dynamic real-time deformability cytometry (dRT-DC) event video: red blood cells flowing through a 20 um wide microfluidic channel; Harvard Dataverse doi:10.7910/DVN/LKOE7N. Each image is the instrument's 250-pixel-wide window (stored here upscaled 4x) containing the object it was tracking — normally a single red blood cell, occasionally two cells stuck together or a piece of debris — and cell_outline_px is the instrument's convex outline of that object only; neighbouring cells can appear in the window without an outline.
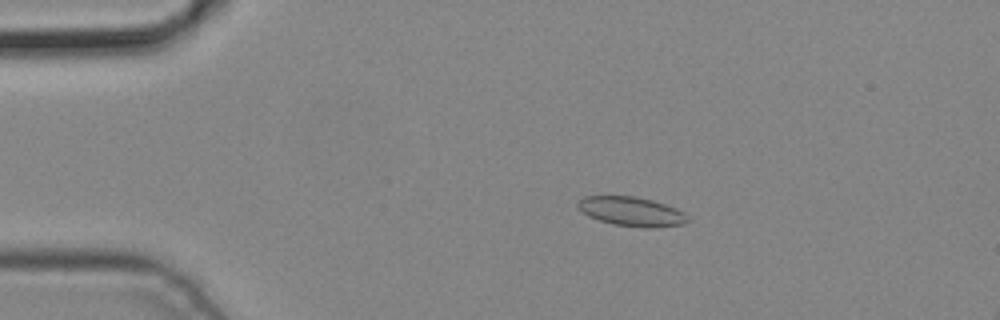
{"species": "common noctule bat (a hibernating species)", "species_latin": "Nyctalus noctula", "temperature_condition": "cold", "stored_images_in_passage": 4, "camera_frame_rate_fps": 3000, "um_per_image_px": 0.085, "animal": {"sex": "male", "body_mass_g": 19.2, "forearm_length_mm": 51.8}, "frame": {"image": 1, "passage_image": 3, "time_ms": 0.667, "image_size_px": [1000, 320], "cell_outline_px": [[692, 220], [684, 224], [660, 228], [644, 228], [612, 224], [588, 216], [576, 208], [576, 204], [584, 196], [632, 196], [652, 200], [676, 208], [684, 212]], "centroid_in_image_um": [53.71, 17.99], "position_along_channel_um": 31.3, "area_um2": 19.02}}